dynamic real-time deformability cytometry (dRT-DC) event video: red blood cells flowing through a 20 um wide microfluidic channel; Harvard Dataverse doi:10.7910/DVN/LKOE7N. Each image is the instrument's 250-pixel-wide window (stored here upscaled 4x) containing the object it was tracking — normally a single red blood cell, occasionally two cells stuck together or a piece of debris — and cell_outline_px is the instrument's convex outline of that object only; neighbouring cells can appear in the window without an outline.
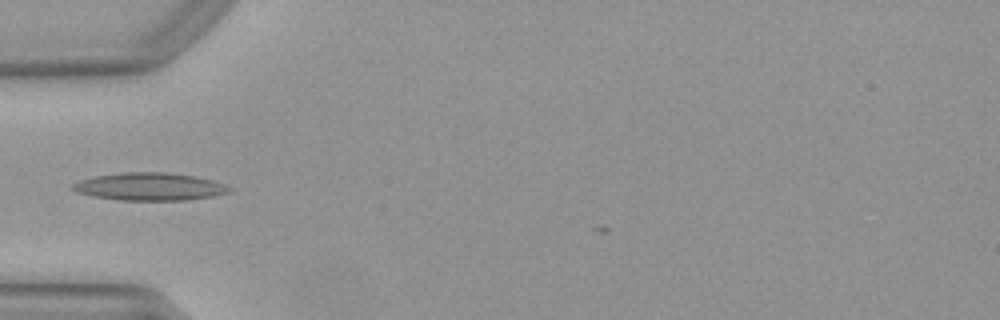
{"species": "Egyptian fruit bat (a non-hibernating species)", "species_latin": "Rousettus aegyptiacus", "temperature_condition": "warm", "stored_images_in_passage": 31, "camera_frame_rate_fps": 3000, "um_per_image_px": 0.085, "animal": {"sex": "female"}, "frame": {"image": 1, "passage_image": 3, "time_ms": 0.667, "image_size_px": [1000, 320], "cell_outline_px": [[232, 192], [212, 196], [188, 200], [120, 200], [92, 196], [76, 192], [68, 188], [68, 184], [80, 180], [96, 176], [124, 172], [168, 172], [196, 176], [212, 180], [224, 184], [232, 188]], "centroid_in_image_um": [12.69, 15.86], "position_along_channel_um": 72.3, "area_um2": 25.55}}
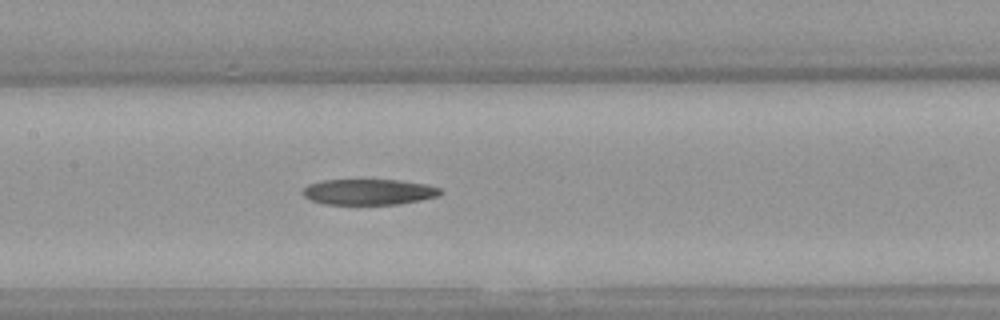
{"frame": {"image": 2, "passage_image": 11, "time_ms": 3.333, "image_size_px": [1000, 320], "cell_outline_px": [[444, 192], [440, 196], [400, 204], [324, 204], [312, 200], [304, 196], [300, 192], [308, 184], [320, 180], [400, 180], [424, 184], [440, 188]], "centroid_in_image_um": [31.35, 16.31], "position_along_channel_um": 176.1, "area_um2": 20.75}}
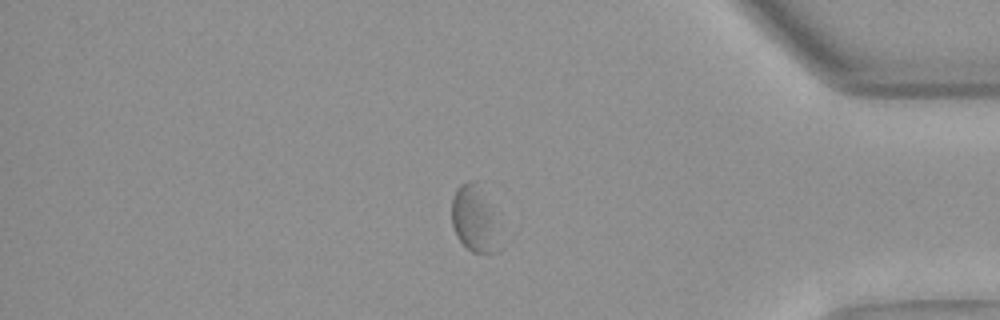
{"frame": {"image": 3, "passage_image": 30, "time_ms": 9.667, "image_size_px": [1000, 320], "cell_outline_px": [[504, 248], [496, 252], [472, 252], [456, 236], [452, 224], [452, 200], [456, 188], [460, 184], [468, 180], [476, 180], [492, 216]], "centroid_in_image_um": [40.31, 18.66], "position_along_channel_um": 394.9, "area_um2": 18.09}}